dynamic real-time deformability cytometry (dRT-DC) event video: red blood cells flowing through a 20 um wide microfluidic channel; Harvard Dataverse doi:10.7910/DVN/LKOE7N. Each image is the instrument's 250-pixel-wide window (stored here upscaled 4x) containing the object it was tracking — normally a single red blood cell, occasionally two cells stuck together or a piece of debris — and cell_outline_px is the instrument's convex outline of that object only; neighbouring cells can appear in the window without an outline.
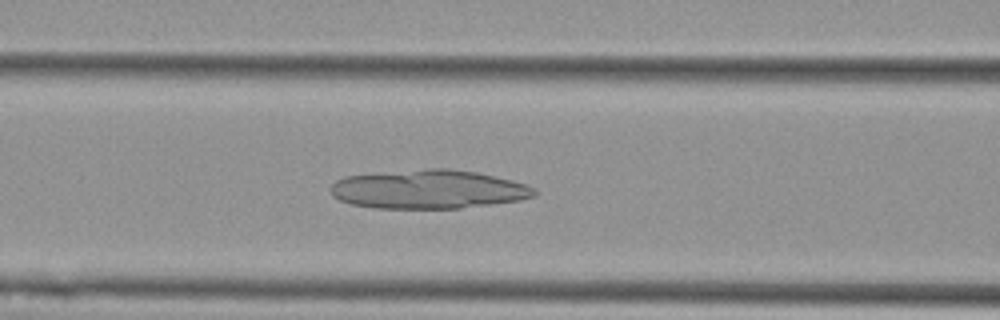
{"species": "Egyptian fruit bat (a non-hibernating species)", "species_latin": "Rousettus aegyptiacus", "temperature_condition": "cold", "stored_images_in_passage": 50, "camera_frame_rate_fps": 3000, "um_per_image_px": 0.085, "animal": {"sex": "female"}, "frame": {"image": 1, "passage_image": 19, "time_ms": 6.0, "image_size_px": [1000, 320], "cell_outline_px": [[540, 192], [536, 196], [520, 200], [492, 204], [460, 208], [376, 208], [352, 204], [340, 200], [332, 196], [332, 184], [336, 180], [344, 176], [428, 168], [448, 168], [476, 172], [496, 176], [528, 184], [536, 188]], "centroid_in_image_um": [36.49, 16.09], "position_along_channel_um": 130.1, "area_um2": 46.3}}
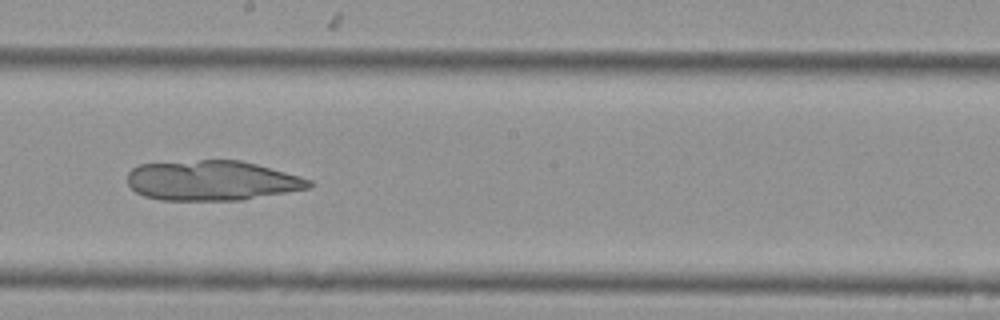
{"frame": {"image": 2, "passage_image": 27, "time_ms": 8.667, "image_size_px": [1000, 320], "cell_outline_px": [[312, 184], [308, 188], [240, 200], [160, 200], [144, 196], [136, 192], [128, 184], [128, 172], [132, 168], [140, 164], [200, 160], [240, 160], [256, 164], [300, 176], [312, 180]], "centroid_in_image_um": [17.98, 15.34], "position_along_channel_um": 230.2, "area_um2": 42.08}}
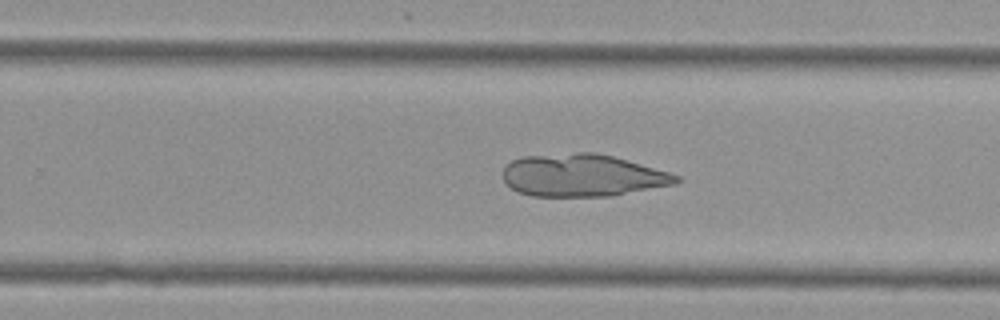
{"frame": {"image": 3, "passage_image": 31, "time_ms": 10.0, "image_size_px": [1000, 320], "cell_outline_px": [[684, 180], [676, 184], [612, 196], [532, 196], [520, 192], [512, 188], [504, 180], [504, 168], [512, 160], [524, 156], [576, 152], [596, 152], [612, 156], [668, 172], [680, 176]], "centroid_in_image_um": [49.54, 14.91], "position_along_channel_um": 280.3, "area_um2": 42.71}}